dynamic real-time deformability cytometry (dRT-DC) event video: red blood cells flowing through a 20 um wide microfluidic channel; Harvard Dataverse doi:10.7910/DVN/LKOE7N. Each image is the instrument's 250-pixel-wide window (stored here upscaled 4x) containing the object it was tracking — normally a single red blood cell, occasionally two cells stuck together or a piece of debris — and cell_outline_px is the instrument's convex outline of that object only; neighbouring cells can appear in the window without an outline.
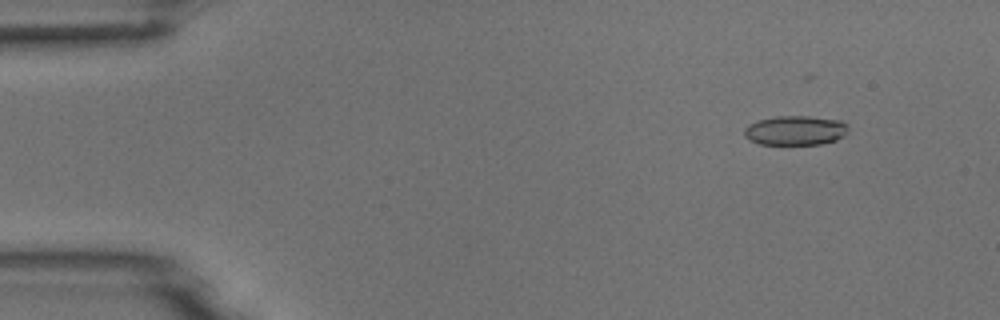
{"species": "common noctule bat (a hibernating species)", "species_latin": "Nyctalus noctula", "temperature_condition": "room temperature", "stored_images_in_passage": 6, "camera_frame_rate_fps": 3000, "um_per_image_px": 0.085, "animal": {"sex": "male", "body_mass_g": 18.8}, "frame": {"image": 1, "passage_image": 2, "time_ms": 0.333, "image_size_px": [1000, 320], "cell_outline_px": [[848, 132], [844, 136], [836, 140], [820, 144], [760, 144], [748, 140], [744, 136], [744, 128], [748, 124], [760, 120], [776, 116], [808, 116], [840, 120], [848, 124]], "centroid_in_image_um": [67.61, 11.09], "position_along_channel_um": 17.4, "area_um2": 17.98}}
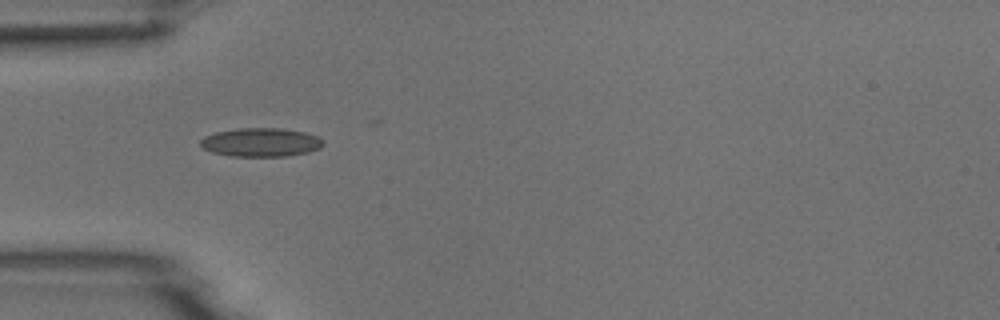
{"frame": {"image": 2, "passage_image": 5, "time_ms": 1.333, "image_size_px": [1000, 320], "cell_outline_px": [[324, 144], [320, 148], [308, 152], [288, 156], [228, 156], [212, 152], [204, 148], [200, 144], [200, 140], [204, 136], [216, 132], [236, 128], [280, 128], [304, 132], [320, 136], [324, 140]], "centroid_in_image_um": [22.2, 12.09], "position_along_channel_um": 62.8, "area_um2": 20.69}}